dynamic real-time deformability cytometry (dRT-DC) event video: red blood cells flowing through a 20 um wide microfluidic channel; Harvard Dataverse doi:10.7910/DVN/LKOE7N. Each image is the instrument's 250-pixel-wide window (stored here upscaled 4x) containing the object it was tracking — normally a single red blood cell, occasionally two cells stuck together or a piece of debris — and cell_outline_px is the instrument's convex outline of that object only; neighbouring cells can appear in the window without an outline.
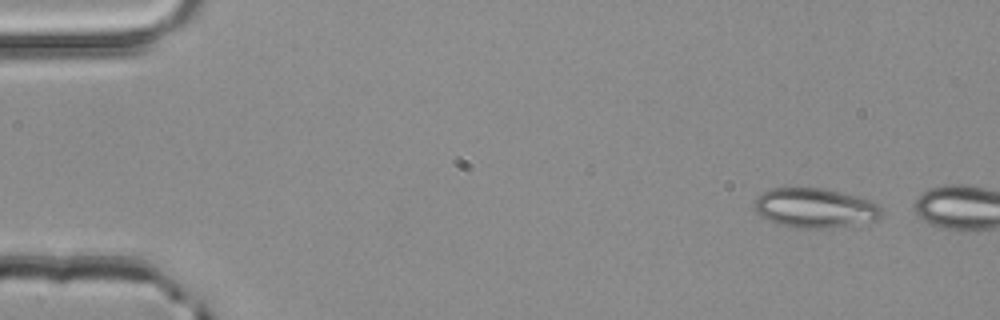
{"species": "common noctule bat (a hibernating species)", "species_latin": "Nyctalus noctula", "temperature_condition": "room temperature", "stored_images_in_passage": 4, "camera_frame_rate_fps": 3000, "um_per_image_px": 0.085, "animal": {"sex": "male", "body_mass_g": 20.4}, "frame": {"image": 1, "passage_image": 1, "time_ms": 0.0, "image_size_px": [1000, 320], "cell_outline_px": [[884, 216], [880, 220], [828, 228], [796, 228], [780, 224], [768, 220], [760, 216], [752, 208], [752, 204], [756, 196], [772, 188], [824, 188], [872, 200], [884, 212]], "centroid_in_image_um": [69.27, 17.68], "position_along_channel_um": 15.7, "area_um2": 29.65}}